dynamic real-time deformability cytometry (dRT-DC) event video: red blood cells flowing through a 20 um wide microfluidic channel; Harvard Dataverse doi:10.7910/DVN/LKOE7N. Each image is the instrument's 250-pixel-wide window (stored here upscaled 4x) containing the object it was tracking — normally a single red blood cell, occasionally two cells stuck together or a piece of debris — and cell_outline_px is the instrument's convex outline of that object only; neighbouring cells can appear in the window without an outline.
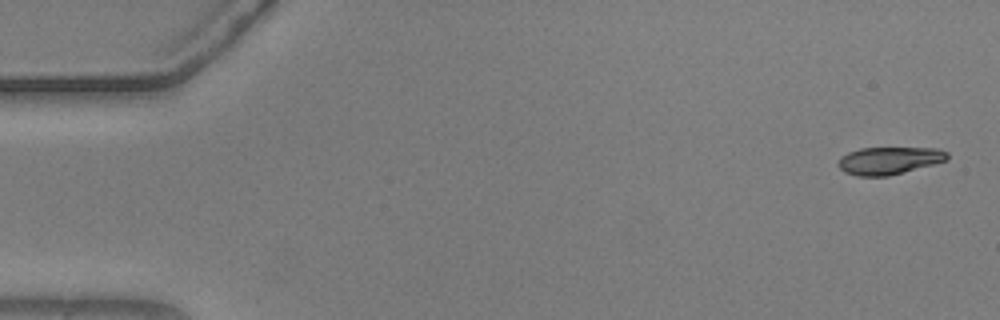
{"species": "common noctule bat (a hibernating species)", "species_latin": "Nyctalus noctula", "temperature_condition": "warm", "stored_images_in_passage": 16, "segment_of_instrument_passage": [2, 2], "camera_frame_rate_fps": 3000, "um_per_image_px": 0.085, "animal": {"sex": "male", "body_mass_g": 20.5, "forearm_length_mm": 52.5}, "frame": {"image": 1, "passage_image": 16, "time_ms": 5.0, "image_size_px": [1000, 320], "cell_outline_px": [[948, 160], [888, 176], [856, 176], [844, 172], [836, 164], [840, 156], [848, 152], [860, 148], [940, 148], [948, 152]], "centroid_in_image_um": [75.55, 13.64], "position_along_channel_um": 9.5, "area_um2": 17.57}}